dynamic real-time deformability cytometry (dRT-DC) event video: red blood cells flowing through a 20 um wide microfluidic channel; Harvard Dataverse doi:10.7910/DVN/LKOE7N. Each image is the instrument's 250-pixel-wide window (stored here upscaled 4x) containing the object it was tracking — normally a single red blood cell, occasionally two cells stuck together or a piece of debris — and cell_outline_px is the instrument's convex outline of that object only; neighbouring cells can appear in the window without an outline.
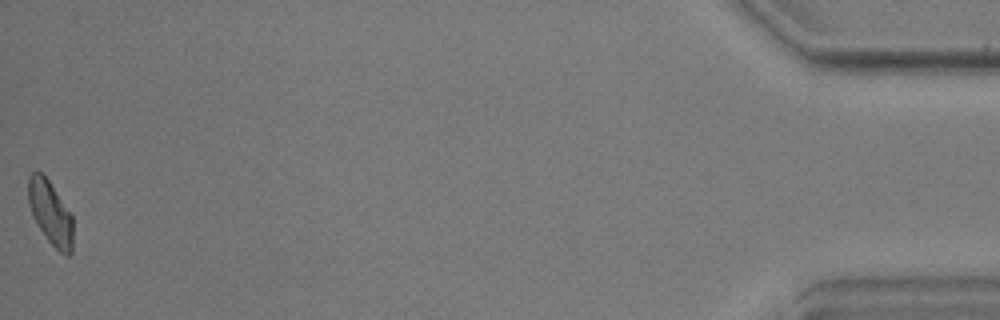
{"species": "common noctule bat (a hibernating species)", "species_latin": "Nyctalus noctula", "temperature_condition": "warm", "stored_images_in_passage": 42, "camera_frame_rate_fps": 3000, "um_per_image_px": 0.085, "animal": {"sex": "male", "body_mass_g": 17.9, "forearm_length_mm": 54.2}, "frame": {"image": 1, "passage_image": 42, "time_ms": 13.667, "image_size_px": [1000, 320], "cell_outline_px": [[72, 252], [68, 256], [60, 252], [48, 240], [36, 224], [32, 216], [28, 204], [28, 176], [32, 172], [40, 172], [48, 180], [72, 216]], "centroid_in_image_um": [4.26, 18.1], "position_along_channel_um": 430.9, "area_um2": 16.42}, "authors_computed_cell_mechanics": {"area_um2": 16.9932, "velocity_mm_per_s": 3.5242, "shape_relaxation_time_tau1_ms": 7.8262, "shape_relaxation_time_tau2_ms": 3.6616, "deformation_change_tau1": 0.1647, "deformation_change_tau2": 0.0888}}